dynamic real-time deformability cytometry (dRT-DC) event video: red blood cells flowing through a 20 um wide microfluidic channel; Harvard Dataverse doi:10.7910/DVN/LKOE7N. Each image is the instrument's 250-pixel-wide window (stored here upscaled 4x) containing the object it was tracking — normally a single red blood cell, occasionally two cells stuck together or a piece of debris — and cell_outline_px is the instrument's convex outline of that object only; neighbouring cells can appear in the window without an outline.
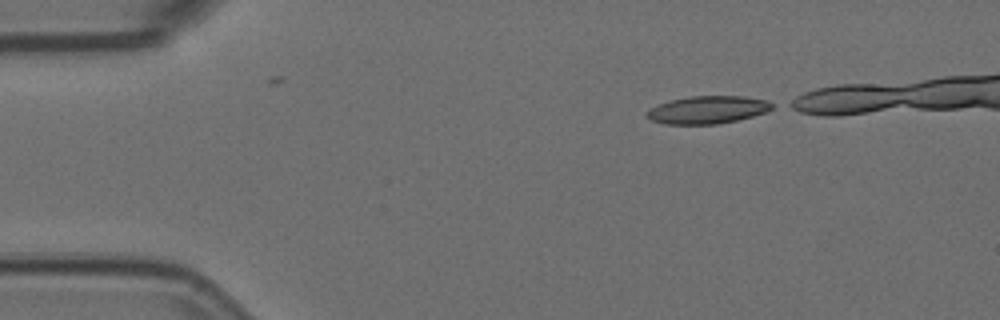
{"species": "Egyptian fruit bat (a non-hibernating species)", "species_latin": "Rousettus aegyptiacus", "temperature_condition": "room temperature", "stored_images_in_passage": 4, "camera_frame_rate_fps": 3000, "um_per_image_px": 0.085, "animal": {"sex": "female"}, "frame": {"image": 1, "passage_image": 4, "time_ms": 1.0, "image_size_px": [1000, 320], "cell_outline_px": [[772, 108], [764, 112], [752, 116], [736, 120], [716, 124], [664, 124], [648, 120], [644, 116], [652, 108], [660, 104], [672, 100], [688, 96], [744, 96], [764, 100], [772, 104]], "centroid_in_image_um": [60.09, 9.34], "position_along_channel_um": 24.9, "area_um2": 19.94}}